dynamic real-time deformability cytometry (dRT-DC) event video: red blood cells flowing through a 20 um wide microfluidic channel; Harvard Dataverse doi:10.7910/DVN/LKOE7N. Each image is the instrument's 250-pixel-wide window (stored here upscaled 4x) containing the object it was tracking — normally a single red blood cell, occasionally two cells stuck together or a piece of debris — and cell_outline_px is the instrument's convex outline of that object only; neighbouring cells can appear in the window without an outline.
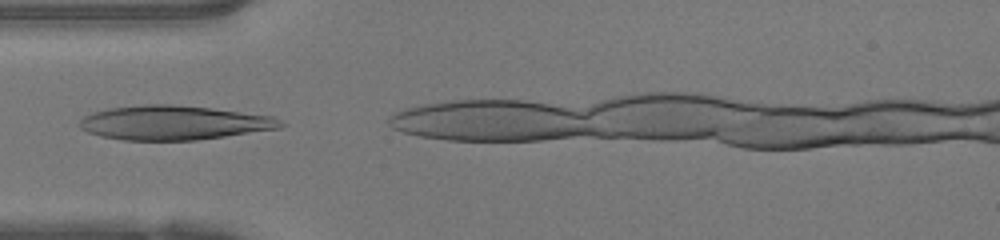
{"species": "human", "species_latin": "Homo sapiens", "temperature_condition": "warm", "stored_images_in_passage": 5, "camera_frame_rate_fps": 3000, "um_per_image_px": 0.085, "donor": {"sex": "female"}, "frame": {"image": 1, "passage_image": 2, "time_ms": 0.333, "image_size_px": [1000, 240], "cell_outline_px": [[288, 124], [280, 128], [196, 140], [124, 140], [100, 136], [88, 132], [80, 128], [80, 120], [84, 116], [92, 112], [108, 108], [144, 104], [172, 104], [212, 108], [272, 116]], "centroid_in_image_um": [14.76, 10.42], "position_along_channel_um": 70.2, "area_um2": 40.11}}